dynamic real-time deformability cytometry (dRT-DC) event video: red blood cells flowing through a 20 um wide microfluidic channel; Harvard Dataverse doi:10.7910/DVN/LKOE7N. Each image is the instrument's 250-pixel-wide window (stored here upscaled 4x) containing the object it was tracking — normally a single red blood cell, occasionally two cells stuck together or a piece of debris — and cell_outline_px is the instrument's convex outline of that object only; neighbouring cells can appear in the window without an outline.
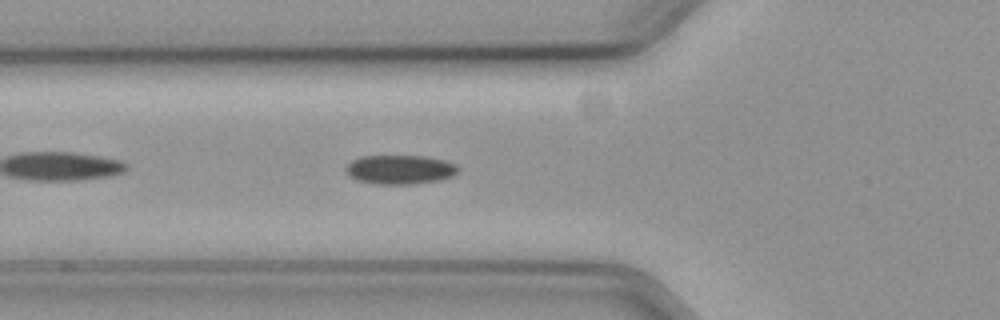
{"species": "common noctule bat (a hibernating species)", "species_latin": "Nyctalus noctula", "temperature_condition": "cold", "stored_images_in_passage": 42, "camera_frame_rate_fps": 3000, "um_per_image_px": 0.085, "animal": {"sex": "female", "body_mass_g": 19.3, "forearm_length_mm": 54.1}, "frame": {"image": 1, "passage_image": 7, "time_ms": 2.0, "image_size_px": [1000, 320], "cell_outline_px": [[460, 168], [452, 176], [440, 180], [416, 184], [376, 184], [356, 180], [348, 176], [348, 164], [352, 160], [360, 156], [424, 156], [444, 160], [456, 164]], "centroid_in_image_um": [34.02, 14.42], "position_along_channel_um": 91.8, "area_um2": 19.07}}